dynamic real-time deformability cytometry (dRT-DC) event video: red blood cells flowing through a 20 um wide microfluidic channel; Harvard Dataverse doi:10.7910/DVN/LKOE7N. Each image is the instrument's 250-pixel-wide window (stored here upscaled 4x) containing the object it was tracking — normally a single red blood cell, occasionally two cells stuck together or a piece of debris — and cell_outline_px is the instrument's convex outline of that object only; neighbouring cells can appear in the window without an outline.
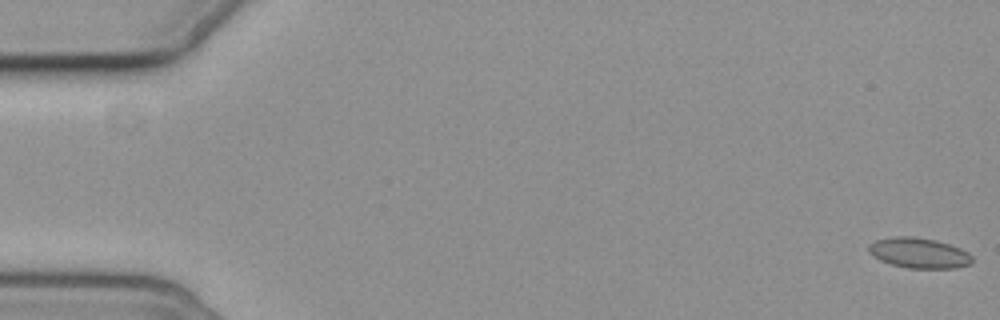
{"species": "common noctule bat (a hibernating species)", "species_latin": "Nyctalus noctula", "temperature_condition": "cold", "stored_images_in_passage": 4, "camera_frame_rate_fps": 3000, "um_per_image_px": 0.085, "animal": {"sex": "female", "body_mass_g": 19.3, "forearm_length_mm": 54.1}, "frame": {"image": 1, "passage_image": 1, "time_ms": 0.0, "image_size_px": [1000, 320], "cell_outline_px": [[972, 264], [956, 268], [908, 268], [892, 264], [880, 260], [872, 256], [868, 252], [868, 244], [876, 240], [896, 236], [908, 236], [936, 240], [960, 248], [968, 252], [972, 256]], "centroid_in_image_um": [78.11, 21.5], "position_along_channel_um": 6.9, "area_um2": 18.32}}